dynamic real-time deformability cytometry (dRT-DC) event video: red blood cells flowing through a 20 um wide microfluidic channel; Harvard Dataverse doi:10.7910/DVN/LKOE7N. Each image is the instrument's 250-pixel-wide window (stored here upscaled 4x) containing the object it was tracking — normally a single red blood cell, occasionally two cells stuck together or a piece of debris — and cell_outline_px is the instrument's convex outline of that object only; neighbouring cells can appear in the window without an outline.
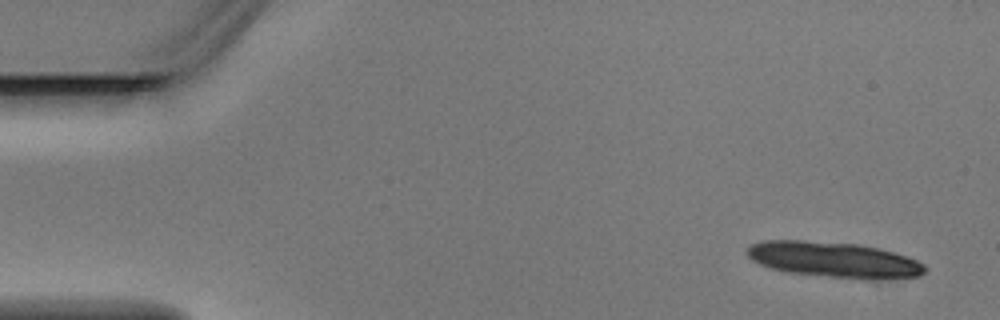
{"species": "Egyptian fruit bat (a non-hibernating species)", "species_latin": "Rousettus aegyptiacus", "temperature_condition": "warm", "stored_images_in_passage": 4, "camera_frame_rate_fps": 3000, "um_per_image_px": 0.085, "animal": {"sex": "male"}, "frame": {"image": 1, "passage_image": 4, "time_ms": 1.0, "image_size_px": [1000, 320], "cell_outline_px": [[928, 268], [920, 276], [832, 276], [788, 272], [772, 268], [760, 264], [752, 260], [744, 252], [744, 248], [748, 244], [764, 240], [804, 240], [860, 244], [880, 248], [908, 256], [924, 264]], "centroid_in_image_um": [70.75, 22.0], "position_along_channel_um": 14.2, "area_um2": 35.89}}